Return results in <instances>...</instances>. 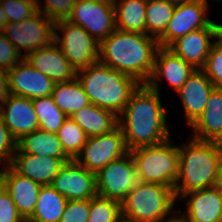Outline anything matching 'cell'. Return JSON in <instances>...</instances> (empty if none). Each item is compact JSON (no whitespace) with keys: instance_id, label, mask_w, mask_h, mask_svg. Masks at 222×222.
<instances>
[{"instance_id":"6da1fadb","label":"cell","mask_w":222,"mask_h":222,"mask_svg":"<svg viewBox=\"0 0 222 222\" xmlns=\"http://www.w3.org/2000/svg\"><path fill=\"white\" fill-rule=\"evenodd\" d=\"M160 96V92L140 84L118 116V126L129 151L170 138L166 118L168 111L163 107Z\"/></svg>"},{"instance_id":"7a4b0ae2","label":"cell","mask_w":222,"mask_h":222,"mask_svg":"<svg viewBox=\"0 0 222 222\" xmlns=\"http://www.w3.org/2000/svg\"><path fill=\"white\" fill-rule=\"evenodd\" d=\"M159 47L158 40L147 34L115 29L99 43L98 61L145 84Z\"/></svg>"},{"instance_id":"3957f363","label":"cell","mask_w":222,"mask_h":222,"mask_svg":"<svg viewBox=\"0 0 222 222\" xmlns=\"http://www.w3.org/2000/svg\"><path fill=\"white\" fill-rule=\"evenodd\" d=\"M179 167L175 198L193 190L213 187L222 166V147L217 142L190 138L178 146Z\"/></svg>"},{"instance_id":"277c9868","label":"cell","mask_w":222,"mask_h":222,"mask_svg":"<svg viewBox=\"0 0 222 222\" xmlns=\"http://www.w3.org/2000/svg\"><path fill=\"white\" fill-rule=\"evenodd\" d=\"M76 78L91 104L121 114L140 83L132 76L97 61L77 71Z\"/></svg>"},{"instance_id":"5b68a950","label":"cell","mask_w":222,"mask_h":222,"mask_svg":"<svg viewBox=\"0 0 222 222\" xmlns=\"http://www.w3.org/2000/svg\"><path fill=\"white\" fill-rule=\"evenodd\" d=\"M175 201L171 187L139 182L121 203L122 217L129 222H163L174 215Z\"/></svg>"},{"instance_id":"8992f818","label":"cell","mask_w":222,"mask_h":222,"mask_svg":"<svg viewBox=\"0 0 222 222\" xmlns=\"http://www.w3.org/2000/svg\"><path fill=\"white\" fill-rule=\"evenodd\" d=\"M139 182L156 183L174 190L178 176L179 151L171 139L130 150Z\"/></svg>"},{"instance_id":"52a82bcc","label":"cell","mask_w":222,"mask_h":222,"mask_svg":"<svg viewBox=\"0 0 222 222\" xmlns=\"http://www.w3.org/2000/svg\"><path fill=\"white\" fill-rule=\"evenodd\" d=\"M57 30L63 33L62 37ZM54 42L76 71L98 61L99 43L84 28L68 20L55 22Z\"/></svg>"},{"instance_id":"ba28073f","label":"cell","mask_w":222,"mask_h":222,"mask_svg":"<svg viewBox=\"0 0 222 222\" xmlns=\"http://www.w3.org/2000/svg\"><path fill=\"white\" fill-rule=\"evenodd\" d=\"M97 194L100 197L122 203L127 194L139 183L135 164L130 151L96 174Z\"/></svg>"},{"instance_id":"9c48e42d","label":"cell","mask_w":222,"mask_h":222,"mask_svg":"<svg viewBox=\"0 0 222 222\" xmlns=\"http://www.w3.org/2000/svg\"><path fill=\"white\" fill-rule=\"evenodd\" d=\"M54 26L55 22L37 11L33 16L19 23H7L3 33L21 55L24 49L23 56H26L54 42Z\"/></svg>"},{"instance_id":"30bf717a","label":"cell","mask_w":222,"mask_h":222,"mask_svg":"<svg viewBox=\"0 0 222 222\" xmlns=\"http://www.w3.org/2000/svg\"><path fill=\"white\" fill-rule=\"evenodd\" d=\"M69 22L84 28L98 43L116 29L115 7L99 0H77Z\"/></svg>"},{"instance_id":"8fae6325","label":"cell","mask_w":222,"mask_h":222,"mask_svg":"<svg viewBox=\"0 0 222 222\" xmlns=\"http://www.w3.org/2000/svg\"><path fill=\"white\" fill-rule=\"evenodd\" d=\"M128 152L122 130L118 126L109 133L88 137L75 160L88 171L96 174L110 162L123 157Z\"/></svg>"},{"instance_id":"7c38bea8","label":"cell","mask_w":222,"mask_h":222,"mask_svg":"<svg viewBox=\"0 0 222 222\" xmlns=\"http://www.w3.org/2000/svg\"><path fill=\"white\" fill-rule=\"evenodd\" d=\"M50 185L67 200H90L98 195L95 173L76 160L65 162Z\"/></svg>"},{"instance_id":"4fadbf2b","label":"cell","mask_w":222,"mask_h":222,"mask_svg":"<svg viewBox=\"0 0 222 222\" xmlns=\"http://www.w3.org/2000/svg\"><path fill=\"white\" fill-rule=\"evenodd\" d=\"M209 8L202 0H191L176 5L164 34L158 39L160 47H168L189 32L209 27L214 21L207 17Z\"/></svg>"},{"instance_id":"5bb4252c","label":"cell","mask_w":222,"mask_h":222,"mask_svg":"<svg viewBox=\"0 0 222 222\" xmlns=\"http://www.w3.org/2000/svg\"><path fill=\"white\" fill-rule=\"evenodd\" d=\"M10 94L28 99L52 96L55 83L23 59L7 71Z\"/></svg>"},{"instance_id":"9a60e30c","label":"cell","mask_w":222,"mask_h":222,"mask_svg":"<svg viewBox=\"0 0 222 222\" xmlns=\"http://www.w3.org/2000/svg\"><path fill=\"white\" fill-rule=\"evenodd\" d=\"M195 70L192 65L175 55L167 47H159L156 52L152 74L145 84L159 93L158 80L160 81L164 77L170 87L178 91Z\"/></svg>"},{"instance_id":"2e32d148","label":"cell","mask_w":222,"mask_h":222,"mask_svg":"<svg viewBox=\"0 0 222 222\" xmlns=\"http://www.w3.org/2000/svg\"><path fill=\"white\" fill-rule=\"evenodd\" d=\"M211 38H216L214 22L207 28H201L177 38L167 48L195 69H203L213 44L210 41Z\"/></svg>"},{"instance_id":"e0dca14e","label":"cell","mask_w":222,"mask_h":222,"mask_svg":"<svg viewBox=\"0 0 222 222\" xmlns=\"http://www.w3.org/2000/svg\"><path fill=\"white\" fill-rule=\"evenodd\" d=\"M24 59L54 83L69 82L76 78L77 71L55 42L45 48L28 53Z\"/></svg>"},{"instance_id":"ac0fdd59","label":"cell","mask_w":222,"mask_h":222,"mask_svg":"<svg viewBox=\"0 0 222 222\" xmlns=\"http://www.w3.org/2000/svg\"><path fill=\"white\" fill-rule=\"evenodd\" d=\"M0 117L17 141L39 129L33 102L25 97L10 95L0 106Z\"/></svg>"},{"instance_id":"d6986e66","label":"cell","mask_w":222,"mask_h":222,"mask_svg":"<svg viewBox=\"0 0 222 222\" xmlns=\"http://www.w3.org/2000/svg\"><path fill=\"white\" fill-rule=\"evenodd\" d=\"M213 88L214 84L206 73L202 69H196L177 91L181 97L186 123L189 127L203 113Z\"/></svg>"},{"instance_id":"ffe728a7","label":"cell","mask_w":222,"mask_h":222,"mask_svg":"<svg viewBox=\"0 0 222 222\" xmlns=\"http://www.w3.org/2000/svg\"><path fill=\"white\" fill-rule=\"evenodd\" d=\"M181 198L187 200V211L181 213L187 222H222V195L214 186L187 192Z\"/></svg>"},{"instance_id":"44dd1931","label":"cell","mask_w":222,"mask_h":222,"mask_svg":"<svg viewBox=\"0 0 222 222\" xmlns=\"http://www.w3.org/2000/svg\"><path fill=\"white\" fill-rule=\"evenodd\" d=\"M69 160L71 159L15 153L10 166L18 174L44 186L51 184L62 165Z\"/></svg>"},{"instance_id":"7402d4cb","label":"cell","mask_w":222,"mask_h":222,"mask_svg":"<svg viewBox=\"0 0 222 222\" xmlns=\"http://www.w3.org/2000/svg\"><path fill=\"white\" fill-rule=\"evenodd\" d=\"M3 187L12 198L19 214L28 220L35 209L41 185L5 166Z\"/></svg>"},{"instance_id":"603a6c76","label":"cell","mask_w":222,"mask_h":222,"mask_svg":"<svg viewBox=\"0 0 222 222\" xmlns=\"http://www.w3.org/2000/svg\"><path fill=\"white\" fill-rule=\"evenodd\" d=\"M191 127L192 137L198 140L217 142L222 137V88H213L203 113Z\"/></svg>"},{"instance_id":"cb8c5ba5","label":"cell","mask_w":222,"mask_h":222,"mask_svg":"<svg viewBox=\"0 0 222 222\" xmlns=\"http://www.w3.org/2000/svg\"><path fill=\"white\" fill-rule=\"evenodd\" d=\"M70 118L86 133L88 137L109 133L118 127V116L93 104L83 107Z\"/></svg>"},{"instance_id":"d4e9b609","label":"cell","mask_w":222,"mask_h":222,"mask_svg":"<svg viewBox=\"0 0 222 222\" xmlns=\"http://www.w3.org/2000/svg\"><path fill=\"white\" fill-rule=\"evenodd\" d=\"M15 153H25L37 156H50L55 158H69L58 139L57 133L37 129L22 136L17 141Z\"/></svg>"},{"instance_id":"484cf974","label":"cell","mask_w":222,"mask_h":222,"mask_svg":"<svg viewBox=\"0 0 222 222\" xmlns=\"http://www.w3.org/2000/svg\"><path fill=\"white\" fill-rule=\"evenodd\" d=\"M147 0H118L115 4L116 29L146 34Z\"/></svg>"},{"instance_id":"4316f807","label":"cell","mask_w":222,"mask_h":222,"mask_svg":"<svg viewBox=\"0 0 222 222\" xmlns=\"http://www.w3.org/2000/svg\"><path fill=\"white\" fill-rule=\"evenodd\" d=\"M52 98L67 117L91 104L77 78L69 82L55 83Z\"/></svg>"},{"instance_id":"83f0119b","label":"cell","mask_w":222,"mask_h":222,"mask_svg":"<svg viewBox=\"0 0 222 222\" xmlns=\"http://www.w3.org/2000/svg\"><path fill=\"white\" fill-rule=\"evenodd\" d=\"M67 199L51 185L41 186L31 222H60Z\"/></svg>"},{"instance_id":"f1b7e54d","label":"cell","mask_w":222,"mask_h":222,"mask_svg":"<svg viewBox=\"0 0 222 222\" xmlns=\"http://www.w3.org/2000/svg\"><path fill=\"white\" fill-rule=\"evenodd\" d=\"M174 8L175 5L164 0H147L146 34L158 40L164 34Z\"/></svg>"},{"instance_id":"f546056e","label":"cell","mask_w":222,"mask_h":222,"mask_svg":"<svg viewBox=\"0 0 222 222\" xmlns=\"http://www.w3.org/2000/svg\"><path fill=\"white\" fill-rule=\"evenodd\" d=\"M39 129L57 133L67 116L54 103L52 96L32 100Z\"/></svg>"},{"instance_id":"4dcf8cb0","label":"cell","mask_w":222,"mask_h":222,"mask_svg":"<svg viewBox=\"0 0 222 222\" xmlns=\"http://www.w3.org/2000/svg\"><path fill=\"white\" fill-rule=\"evenodd\" d=\"M59 141L65 154L75 160L81 153L88 136L86 133L70 118L67 117L57 132Z\"/></svg>"},{"instance_id":"1f68e13d","label":"cell","mask_w":222,"mask_h":222,"mask_svg":"<svg viewBox=\"0 0 222 222\" xmlns=\"http://www.w3.org/2000/svg\"><path fill=\"white\" fill-rule=\"evenodd\" d=\"M121 218V203L98 195L90 199L87 222H117Z\"/></svg>"},{"instance_id":"d6a6232c","label":"cell","mask_w":222,"mask_h":222,"mask_svg":"<svg viewBox=\"0 0 222 222\" xmlns=\"http://www.w3.org/2000/svg\"><path fill=\"white\" fill-rule=\"evenodd\" d=\"M1 6L8 23H19L30 18L38 11L36 0H4L1 1Z\"/></svg>"},{"instance_id":"836d02e7","label":"cell","mask_w":222,"mask_h":222,"mask_svg":"<svg viewBox=\"0 0 222 222\" xmlns=\"http://www.w3.org/2000/svg\"><path fill=\"white\" fill-rule=\"evenodd\" d=\"M213 42L202 70L214 84V87L222 88V43L217 39Z\"/></svg>"},{"instance_id":"e575fe53","label":"cell","mask_w":222,"mask_h":222,"mask_svg":"<svg viewBox=\"0 0 222 222\" xmlns=\"http://www.w3.org/2000/svg\"><path fill=\"white\" fill-rule=\"evenodd\" d=\"M44 9L40 0H36L37 10L53 22L67 20L77 0H44Z\"/></svg>"},{"instance_id":"d590c367","label":"cell","mask_w":222,"mask_h":222,"mask_svg":"<svg viewBox=\"0 0 222 222\" xmlns=\"http://www.w3.org/2000/svg\"><path fill=\"white\" fill-rule=\"evenodd\" d=\"M90 200H67L60 222H87Z\"/></svg>"},{"instance_id":"8d00e7d4","label":"cell","mask_w":222,"mask_h":222,"mask_svg":"<svg viewBox=\"0 0 222 222\" xmlns=\"http://www.w3.org/2000/svg\"><path fill=\"white\" fill-rule=\"evenodd\" d=\"M17 150V140L0 117V165L10 166Z\"/></svg>"},{"instance_id":"74e56055","label":"cell","mask_w":222,"mask_h":222,"mask_svg":"<svg viewBox=\"0 0 222 222\" xmlns=\"http://www.w3.org/2000/svg\"><path fill=\"white\" fill-rule=\"evenodd\" d=\"M24 56L17 48L0 32V69L11 70L17 63L21 62Z\"/></svg>"},{"instance_id":"f35d334b","label":"cell","mask_w":222,"mask_h":222,"mask_svg":"<svg viewBox=\"0 0 222 222\" xmlns=\"http://www.w3.org/2000/svg\"><path fill=\"white\" fill-rule=\"evenodd\" d=\"M23 220L12 198L2 187L0 189V222H22Z\"/></svg>"},{"instance_id":"ab89813d","label":"cell","mask_w":222,"mask_h":222,"mask_svg":"<svg viewBox=\"0 0 222 222\" xmlns=\"http://www.w3.org/2000/svg\"><path fill=\"white\" fill-rule=\"evenodd\" d=\"M10 95L7 71L0 69V106L8 99Z\"/></svg>"},{"instance_id":"60d3db41","label":"cell","mask_w":222,"mask_h":222,"mask_svg":"<svg viewBox=\"0 0 222 222\" xmlns=\"http://www.w3.org/2000/svg\"><path fill=\"white\" fill-rule=\"evenodd\" d=\"M214 187L222 195V166L219 169Z\"/></svg>"},{"instance_id":"b9f144b4","label":"cell","mask_w":222,"mask_h":222,"mask_svg":"<svg viewBox=\"0 0 222 222\" xmlns=\"http://www.w3.org/2000/svg\"><path fill=\"white\" fill-rule=\"evenodd\" d=\"M7 18L4 13V10L2 9L1 3H0V32L4 31L5 25L7 24Z\"/></svg>"},{"instance_id":"7bdbcfd3","label":"cell","mask_w":222,"mask_h":222,"mask_svg":"<svg viewBox=\"0 0 222 222\" xmlns=\"http://www.w3.org/2000/svg\"><path fill=\"white\" fill-rule=\"evenodd\" d=\"M170 218V219H169ZM163 222H187L180 214H174Z\"/></svg>"},{"instance_id":"ee69618b","label":"cell","mask_w":222,"mask_h":222,"mask_svg":"<svg viewBox=\"0 0 222 222\" xmlns=\"http://www.w3.org/2000/svg\"><path fill=\"white\" fill-rule=\"evenodd\" d=\"M215 29H216V38L219 42L222 43V24H218V23H215Z\"/></svg>"},{"instance_id":"f6af8a7d","label":"cell","mask_w":222,"mask_h":222,"mask_svg":"<svg viewBox=\"0 0 222 222\" xmlns=\"http://www.w3.org/2000/svg\"><path fill=\"white\" fill-rule=\"evenodd\" d=\"M164 1L176 6V5H180L182 3H185V2H189L191 0H164Z\"/></svg>"},{"instance_id":"bcb514c9","label":"cell","mask_w":222,"mask_h":222,"mask_svg":"<svg viewBox=\"0 0 222 222\" xmlns=\"http://www.w3.org/2000/svg\"><path fill=\"white\" fill-rule=\"evenodd\" d=\"M2 165H0L1 167ZM4 169L0 170V189L3 187V178H4V172H5V166L3 167Z\"/></svg>"},{"instance_id":"7dc6e473","label":"cell","mask_w":222,"mask_h":222,"mask_svg":"<svg viewBox=\"0 0 222 222\" xmlns=\"http://www.w3.org/2000/svg\"><path fill=\"white\" fill-rule=\"evenodd\" d=\"M99 1H105L114 5L117 0H99Z\"/></svg>"},{"instance_id":"c3c4849f","label":"cell","mask_w":222,"mask_h":222,"mask_svg":"<svg viewBox=\"0 0 222 222\" xmlns=\"http://www.w3.org/2000/svg\"><path fill=\"white\" fill-rule=\"evenodd\" d=\"M202 1H203V3H204V4L207 6V8H208V6H209V5H208V3H209L208 0H202ZM213 1L215 2L216 0H213ZM217 1H218V2L220 1V2H221L222 0H217Z\"/></svg>"},{"instance_id":"681fc988","label":"cell","mask_w":222,"mask_h":222,"mask_svg":"<svg viewBox=\"0 0 222 222\" xmlns=\"http://www.w3.org/2000/svg\"><path fill=\"white\" fill-rule=\"evenodd\" d=\"M117 222H129V221L122 217V218H121L120 220H118Z\"/></svg>"},{"instance_id":"f907efd6","label":"cell","mask_w":222,"mask_h":222,"mask_svg":"<svg viewBox=\"0 0 222 222\" xmlns=\"http://www.w3.org/2000/svg\"><path fill=\"white\" fill-rule=\"evenodd\" d=\"M217 143L222 147V137L217 141Z\"/></svg>"},{"instance_id":"816d5d0a","label":"cell","mask_w":222,"mask_h":222,"mask_svg":"<svg viewBox=\"0 0 222 222\" xmlns=\"http://www.w3.org/2000/svg\"><path fill=\"white\" fill-rule=\"evenodd\" d=\"M22 222H31V221L24 219Z\"/></svg>"}]
</instances>
